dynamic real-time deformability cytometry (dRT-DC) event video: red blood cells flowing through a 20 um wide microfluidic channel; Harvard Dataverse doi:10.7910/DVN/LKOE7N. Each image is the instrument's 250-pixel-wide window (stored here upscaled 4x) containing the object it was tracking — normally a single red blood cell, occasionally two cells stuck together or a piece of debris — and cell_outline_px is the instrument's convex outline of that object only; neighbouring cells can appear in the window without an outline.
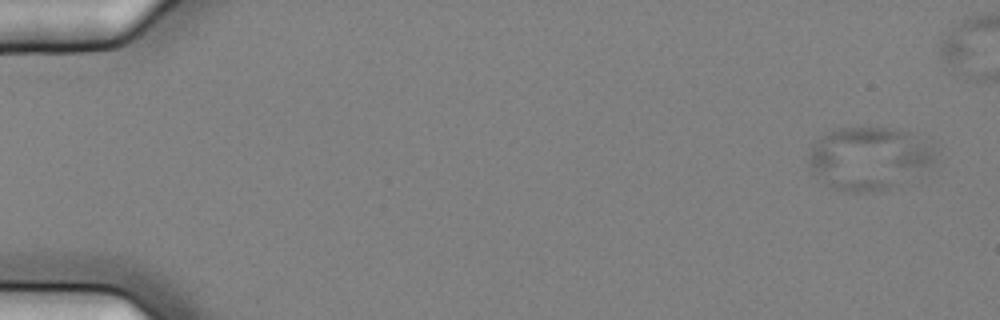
{"species": "common noctule bat (a hibernating species)", "species_latin": "Nyctalus noctula", "temperature_condition": "cold", "stored_images_in_passage": 10, "camera_frame_rate_fps": 3000, "um_per_image_px": 0.085, "animal": {"sex": "female", "body_mass_g": 25.1}, "frame": {"image": 1, "passage_image": 1, "time_ms": 0.0, "image_size_px": [1000, 320], "cell_outline_px": [[936, 152], [932, 160], [928, 164], [888, 188], [876, 192], [844, 192], [832, 188], [816, 176], [808, 164], [808, 156], [812, 148], [832, 128], [900, 128], [936, 144]], "centroid_in_image_um": [73.83, 13.42], "position_along_channel_um": 11.2, "area_um2": 45.66}}
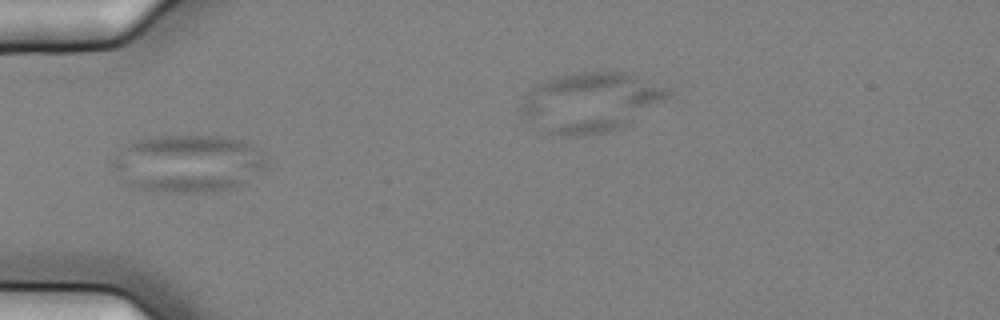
{"frame": {"image": 2, "passage_image": 5, "time_ms": 1.333, "image_size_px": [1000, 320], "cell_outline_px": [[268, 168], [240, 184], [228, 188], [204, 192], [164, 192], [136, 188], [128, 184], [112, 164], [112, 160], [132, 140], [152, 136], [228, 136], [240, 140], [256, 148], [268, 156]], "centroid_in_image_um": [16.04, 13.87], "position_along_channel_um": 69.0, "area_um2": 51.38}}
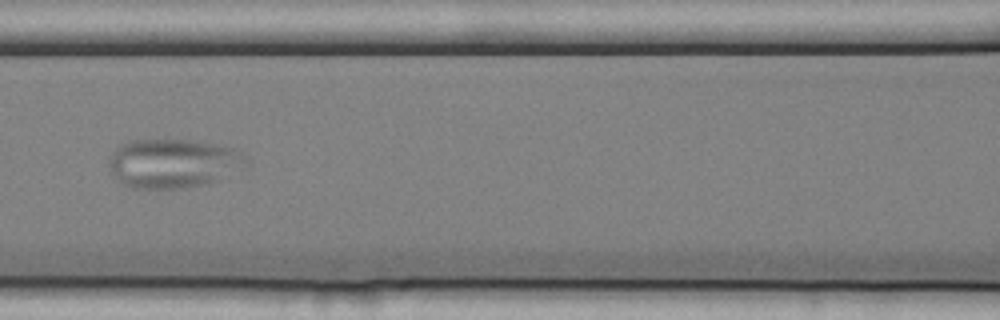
{"frame": {"image": 3, "passage_image": 7, "time_ms": 2.0, "image_size_px": [1000, 320], "cell_outline_px": [[248, 164], [244, 168], [220, 180], [208, 184], [180, 188], [136, 188], [124, 184], [112, 176], [108, 164], [108, 156], [120, 144], [128, 140], [192, 140], [216, 144], [232, 148], [240, 152], [248, 160]], "centroid_in_image_um": [14.71, 13.88], "position_along_channel_um": 151.9, "area_um2": 39.65}}